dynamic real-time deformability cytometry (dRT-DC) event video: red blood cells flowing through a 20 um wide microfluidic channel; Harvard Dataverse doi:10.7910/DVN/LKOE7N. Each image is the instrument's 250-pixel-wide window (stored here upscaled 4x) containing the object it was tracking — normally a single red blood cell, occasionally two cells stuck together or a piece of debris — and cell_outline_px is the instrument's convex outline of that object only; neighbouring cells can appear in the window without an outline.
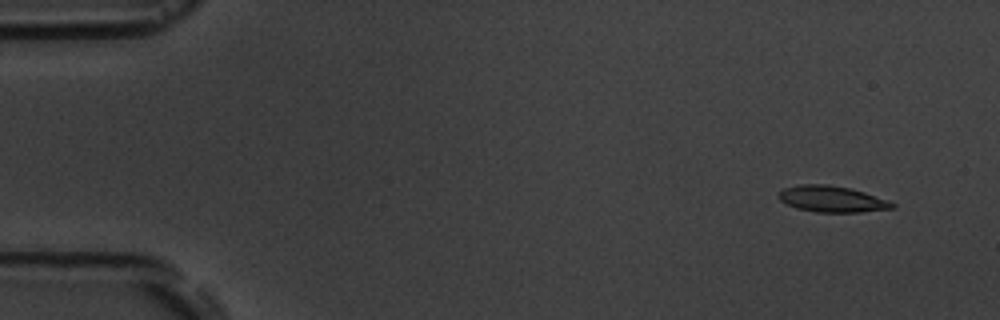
{"species": "common noctule bat (a hibernating species)", "species_latin": "Nyctalus noctula", "temperature_condition": "room temperature", "stored_images_in_passage": 7, "camera_frame_rate_fps": 3000, "um_per_image_px": 0.085, "animal": {"sex": "male", "body_mass_g": 19.5, "forearm_length_mm": 54.6}, "frame": {"image": 1, "passage_image": 1, "time_ms": 0.0, "image_size_px": [1000, 320], "cell_outline_px": [[896, 208], [860, 212], [816, 212], [796, 208], [780, 200], [780, 192], [784, 188], [800, 184], [824, 184], [852, 188], [864, 192], [896, 204]], "centroid_in_image_um": [70.73, 16.92], "position_along_channel_um": 14.3, "area_um2": 17.17}}
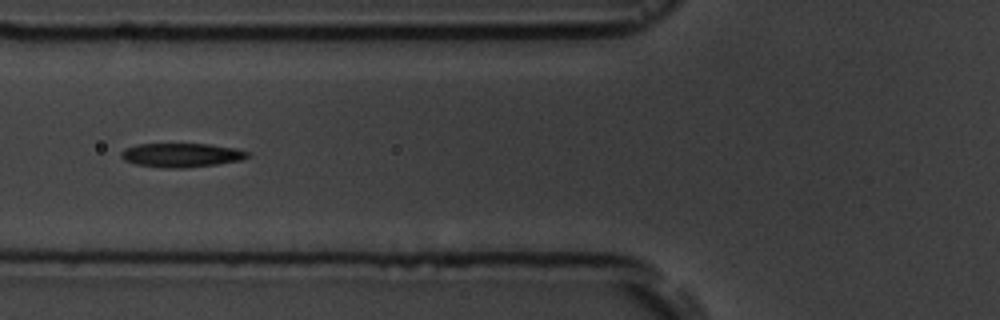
{"frame": {"image": 2, "passage_image": 6, "time_ms": 5.667, "image_size_px": [1000, 320], "cell_outline_px": [[252, 156], [240, 160], [216, 164], [184, 168], [160, 168], [136, 164], [124, 160], [120, 156], [120, 152], [124, 148], [136, 144], [212, 144], [236, 148], [252, 152]], "centroid_in_image_um": [15.44, 13.18], "position_along_channel_um": 110.4, "area_um2": 17.98}}
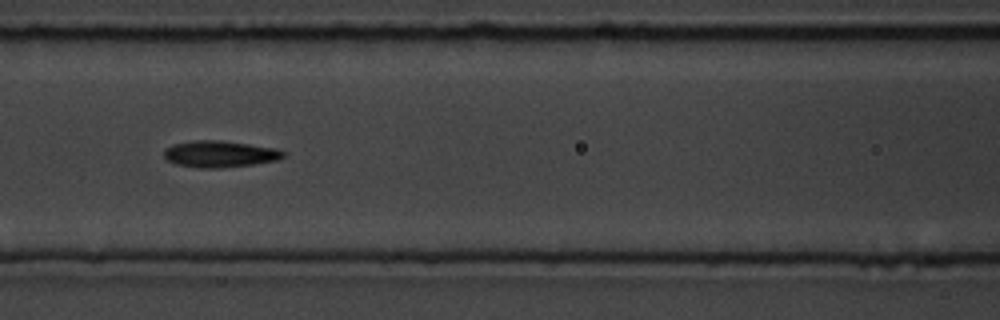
{"frame": {"image": 3, "passage_image": 7, "time_ms": 6.667, "image_size_px": [1000, 320], "cell_outline_px": [[284, 156], [276, 160], [252, 164], [220, 168], [200, 168], [176, 164], [168, 160], [164, 156], [164, 148], [172, 144], [192, 140], [220, 140], [276, 148], [284, 152]], "centroid_in_image_um": [18.63, 13.08], "position_along_channel_um": 148.0, "area_um2": 18.38}}